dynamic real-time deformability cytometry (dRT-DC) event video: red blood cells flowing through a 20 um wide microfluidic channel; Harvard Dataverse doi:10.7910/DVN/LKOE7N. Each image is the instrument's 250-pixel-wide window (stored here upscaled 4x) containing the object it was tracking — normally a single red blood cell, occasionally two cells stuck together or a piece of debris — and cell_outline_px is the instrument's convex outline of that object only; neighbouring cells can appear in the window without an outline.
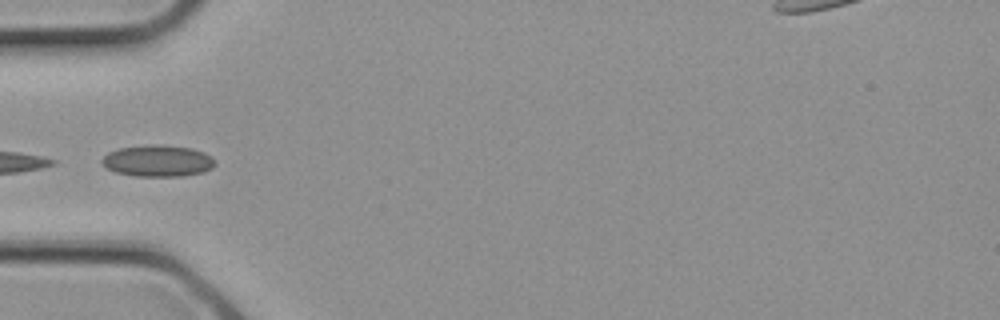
{"species": "common noctule bat (a hibernating species)", "species_latin": "Nyctalus noctula", "temperature_condition": "cold", "stored_images_in_passage": 2, "camera_frame_rate_fps": 3000, "um_per_image_px": 0.085, "animal": {"sex": "female", "body_mass_g": 21.9}, "frame": {"image": 1, "passage_image": 2, "time_ms": 0.333, "image_size_px": [1000, 320], "cell_outline_px": [[216, 164], [212, 168], [204, 172], [184, 176], [136, 176], [116, 172], [100, 164], [100, 160], [108, 152], [120, 148], [152, 144], [164, 144], [192, 148], [204, 152], [212, 156]], "centroid_in_image_um": [13.43, 13.66], "position_along_channel_um": 71.6, "area_um2": 21.04}}